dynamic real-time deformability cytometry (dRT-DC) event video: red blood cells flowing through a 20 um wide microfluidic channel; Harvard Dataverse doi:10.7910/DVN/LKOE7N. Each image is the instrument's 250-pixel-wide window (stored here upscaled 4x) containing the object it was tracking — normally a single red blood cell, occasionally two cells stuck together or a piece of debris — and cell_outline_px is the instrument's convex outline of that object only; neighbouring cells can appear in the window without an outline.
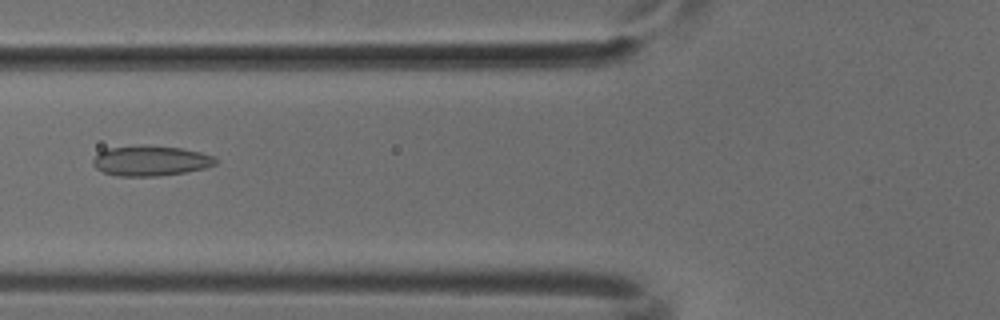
{"species": "common noctule bat (a hibernating species)", "species_latin": "Nyctalus noctula", "temperature_condition": "cold", "stored_images_in_passage": 35, "camera_frame_rate_fps": 3000, "um_per_image_px": 0.085, "animal": {"sex": "male", "body_mass_g": 18.8}, "frame": {"image": 1, "passage_image": 4, "time_ms": 1.0, "image_size_px": [1000, 320], "cell_outline_px": [[216, 164], [204, 168], [184, 172], [160, 176], [116, 176], [104, 172], [96, 168], [92, 164], [92, 160], [100, 152], [108, 148], [180, 148], [200, 152], [212, 156], [216, 160]], "centroid_in_image_um": [12.8, 13.72], "position_along_channel_um": 113.0, "area_um2": 20.52}}
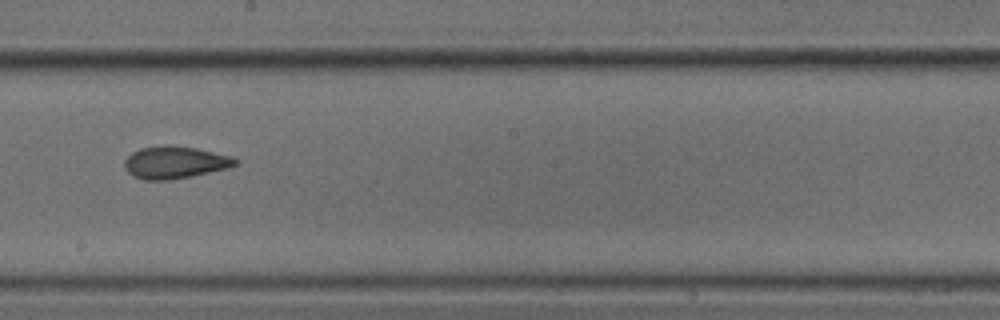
{"frame": {"image": 2, "passage_image": 13, "time_ms": 4.0, "image_size_px": [1000, 320], "cell_outline_px": [[240, 160], [236, 164], [228, 168], [192, 176], [168, 180], [144, 180], [132, 176], [124, 168], [124, 160], [132, 152], [140, 148], [196, 148], [232, 156]], "centroid_in_image_um": [14.87, 13.85], "position_along_channel_um": 233.3, "area_um2": 20.23}}
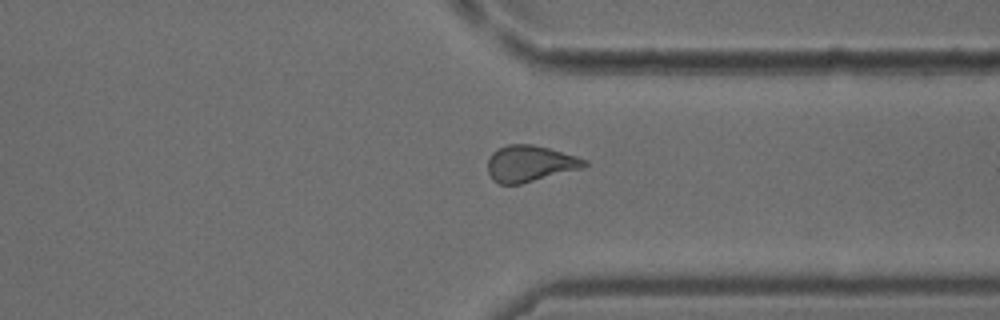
{"frame": {"image": 3, "passage_image": 23, "time_ms": 7.333, "image_size_px": [1000, 320], "cell_outline_px": [[588, 164], [584, 168], [520, 184], [500, 184], [492, 180], [488, 172], [488, 160], [492, 152], [508, 144], [532, 144], [548, 148], [576, 156], [588, 160]], "centroid_in_image_um": [45.06, 13.91], "position_along_channel_um": 366.3, "area_um2": 20.46}}